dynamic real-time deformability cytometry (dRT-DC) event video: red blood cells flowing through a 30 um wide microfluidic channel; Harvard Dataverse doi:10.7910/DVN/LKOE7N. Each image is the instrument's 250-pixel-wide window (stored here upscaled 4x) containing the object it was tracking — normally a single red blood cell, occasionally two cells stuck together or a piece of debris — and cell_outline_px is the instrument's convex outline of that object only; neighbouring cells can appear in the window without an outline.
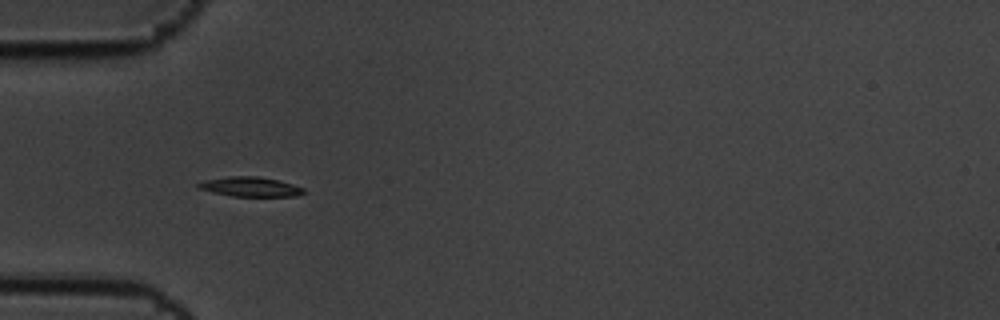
{"species": "common noctule bat (a hibernating species)", "species_latin": "Nyctalus noctula", "temperature_condition": "cold", "stored_images_in_passage": 7, "camera_frame_rate_fps": 3000, "um_per_image_px": 0.085, "animal": {"sex": "male", "body_mass_g": 19.5, "forearm_length_mm": 54.6}, "frame": {"image": 1, "passage_image": 4, "time_ms": 1.0, "image_size_px": [1000, 320], "cell_outline_px": [[308, 192], [296, 196], [232, 196], [212, 192], [196, 188], [196, 184], [204, 180], [228, 176], [256, 176], [276, 180], [292, 184], [304, 188]], "centroid_in_image_um": [21.26, 15.88], "position_along_channel_um": 63.7, "area_um2": 12.08}}
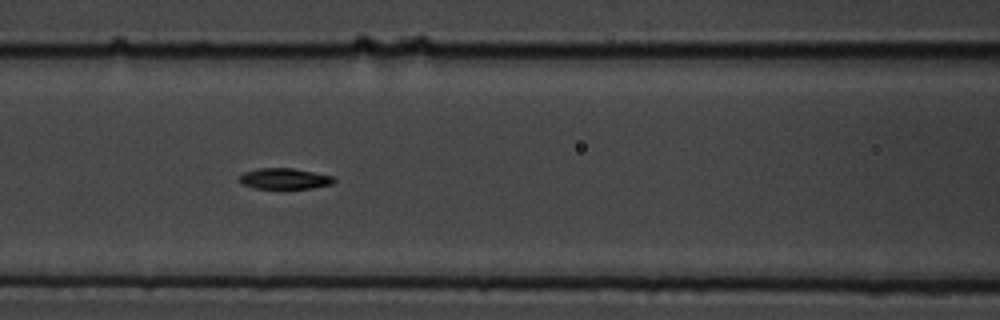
{"frame": {"image": 2, "passage_image": 6, "time_ms": 1.667, "image_size_px": [1000, 320], "cell_outline_px": [[336, 180], [332, 184], [312, 188], [284, 192], [252, 188], [240, 184], [236, 180], [244, 172], [256, 168], [292, 168], [332, 176]], "centroid_in_image_um": [24.1, 15.25], "position_along_channel_um": 142.5, "area_um2": 12.43}}
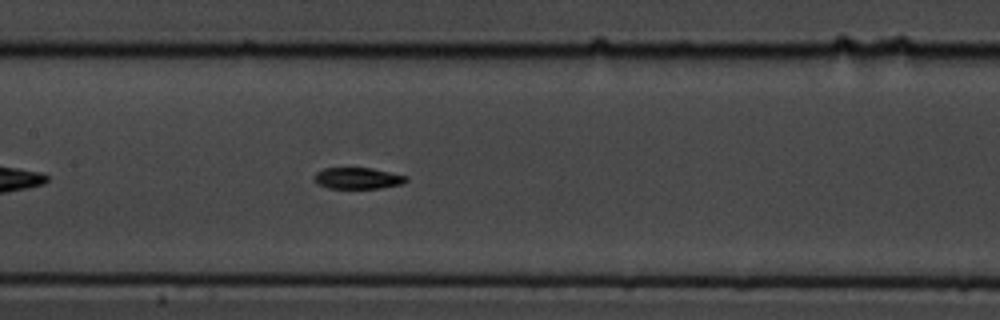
{"frame": {"image": 3, "passage_image": 7, "time_ms": 2.0, "image_size_px": [1000, 320], "cell_outline_px": [[408, 180], [400, 184], [380, 188], [328, 188], [316, 184], [312, 180], [312, 176], [316, 172], [324, 168], [372, 168], [408, 176]], "centroid_in_image_um": [30.34, 15.15], "position_along_channel_um": 177.1, "area_um2": 11.56}}